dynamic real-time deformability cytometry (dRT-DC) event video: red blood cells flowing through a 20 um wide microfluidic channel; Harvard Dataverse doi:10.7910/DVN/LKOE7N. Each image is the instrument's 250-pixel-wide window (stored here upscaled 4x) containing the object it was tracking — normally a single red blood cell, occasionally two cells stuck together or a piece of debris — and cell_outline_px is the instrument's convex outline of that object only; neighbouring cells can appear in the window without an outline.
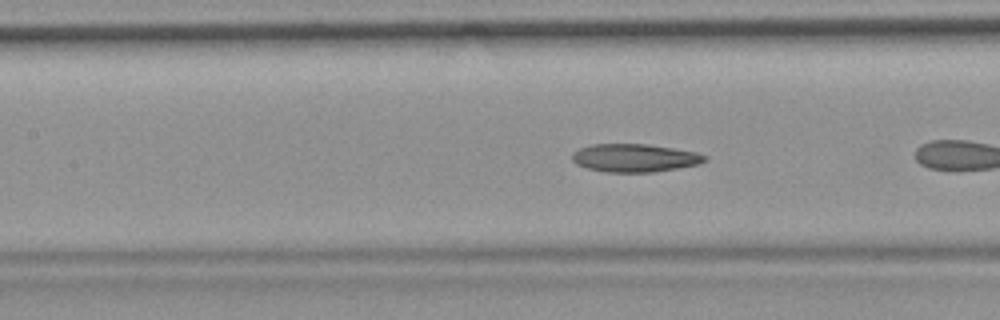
{"species": "common noctule bat (a hibernating species)", "species_latin": "Nyctalus noctula", "temperature_condition": "room temperature", "stored_images_in_passage": 17, "camera_frame_rate_fps": 3000, "um_per_image_px": 0.085, "animal": {"sex": "female", "body_mass_g": 19.9}, "frame": {"image": 1, "passage_image": 8, "time_ms": 2.333, "image_size_px": [1000, 320], "cell_outline_px": [[708, 160], [700, 164], [652, 172], [608, 172], [588, 168], [576, 164], [572, 160], [572, 152], [580, 148], [592, 144], [648, 144], [696, 152], [708, 156]], "centroid_in_image_um": [53.96, 13.42], "position_along_channel_um": 153.4, "area_um2": 21.68}}